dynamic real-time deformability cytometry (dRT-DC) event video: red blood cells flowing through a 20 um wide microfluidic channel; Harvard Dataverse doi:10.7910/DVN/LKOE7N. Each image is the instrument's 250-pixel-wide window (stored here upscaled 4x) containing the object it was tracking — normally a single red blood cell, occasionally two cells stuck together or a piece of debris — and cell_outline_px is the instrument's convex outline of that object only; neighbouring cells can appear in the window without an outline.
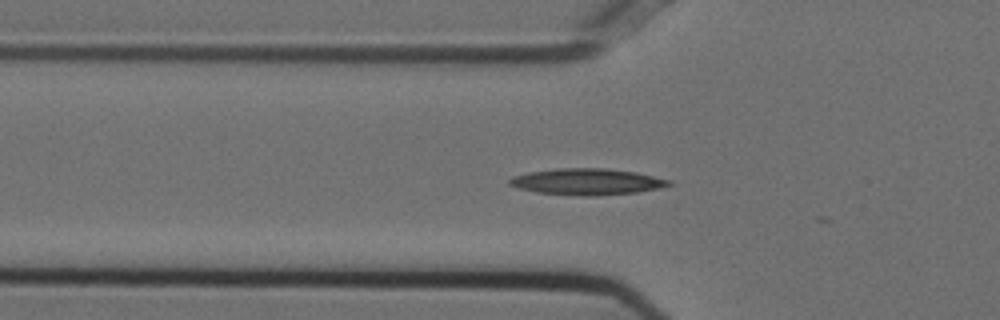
{"species": "Egyptian fruit bat (a non-hibernating species)", "species_latin": "Rousettus aegyptiacus", "temperature_condition": "cold", "stored_images_in_passage": 6, "camera_frame_rate_fps": 3000, "um_per_image_px": 0.085, "animal": {"sex": "female"}, "frame": {"image": 1, "passage_image": 2, "time_ms": 0.333, "image_size_px": [1000, 320], "cell_outline_px": [[672, 184], [656, 188], [636, 192], [596, 196], [584, 196], [536, 192], [520, 188], [508, 184], [508, 180], [512, 176], [528, 172], [556, 168], [604, 168], [636, 172], [668, 180]], "centroid_in_image_um": [49.82, 15.44], "position_along_channel_um": 76.0, "area_um2": 24.22}}
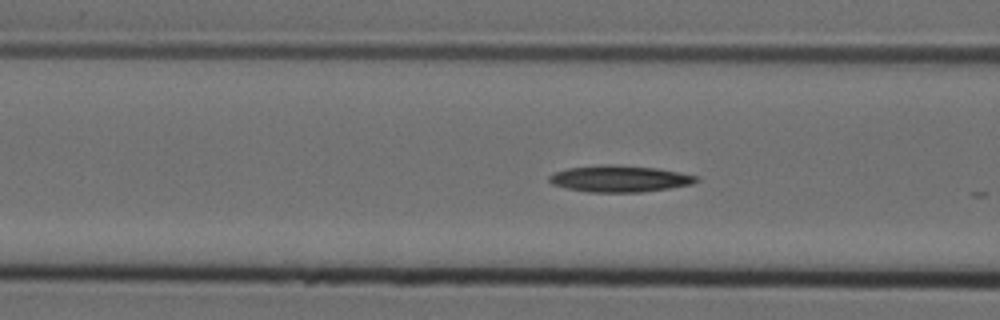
{"frame": {"image": 2, "passage_image": 5, "time_ms": 1.333, "image_size_px": [1000, 320], "cell_outline_px": [[700, 180], [692, 184], [668, 188], [640, 192], [588, 192], [568, 188], [552, 184], [548, 180], [548, 176], [556, 172], [568, 168], [604, 164], [612, 164], [656, 168], [700, 176]], "centroid_in_image_um": [52.68, 15.18], "position_along_channel_um": 113.9, "area_um2": 22.66}}